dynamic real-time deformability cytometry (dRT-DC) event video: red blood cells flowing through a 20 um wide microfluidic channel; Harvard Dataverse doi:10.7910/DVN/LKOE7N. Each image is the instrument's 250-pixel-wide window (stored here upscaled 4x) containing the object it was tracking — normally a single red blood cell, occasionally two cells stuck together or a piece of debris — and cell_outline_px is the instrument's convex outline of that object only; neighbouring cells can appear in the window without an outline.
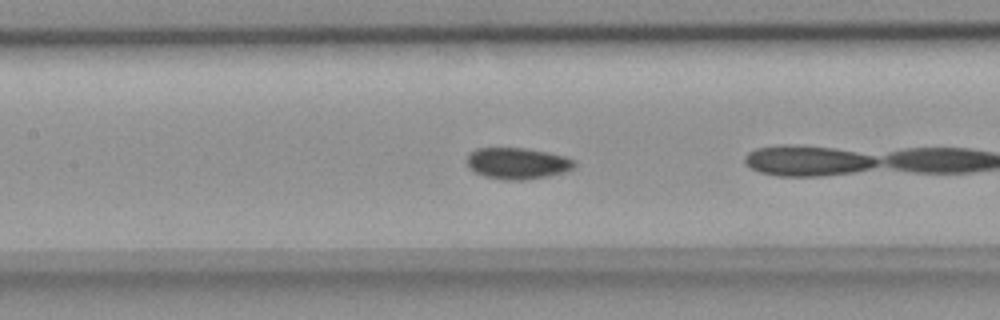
{"species": "common noctule bat (a hibernating species)", "species_latin": "Nyctalus noctula", "temperature_condition": "room temperature", "stored_images_in_passage": 9, "camera_frame_rate_fps": 3000, "um_per_image_px": 0.085, "animal": {"sex": "female", "body_mass_g": 18.4}, "frame": {"image": 1, "passage_image": 8, "time_ms": 2.333, "image_size_px": [1000, 320], "cell_outline_px": [[576, 164], [572, 168], [564, 172], [548, 176], [520, 180], [504, 180], [484, 176], [468, 168], [464, 160], [468, 152], [476, 148], [524, 148], [548, 152], [564, 156], [576, 160]], "centroid_in_image_um": [43.92, 13.87], "position_along_channel_um": 163.5, "area_um2": 19.88}}